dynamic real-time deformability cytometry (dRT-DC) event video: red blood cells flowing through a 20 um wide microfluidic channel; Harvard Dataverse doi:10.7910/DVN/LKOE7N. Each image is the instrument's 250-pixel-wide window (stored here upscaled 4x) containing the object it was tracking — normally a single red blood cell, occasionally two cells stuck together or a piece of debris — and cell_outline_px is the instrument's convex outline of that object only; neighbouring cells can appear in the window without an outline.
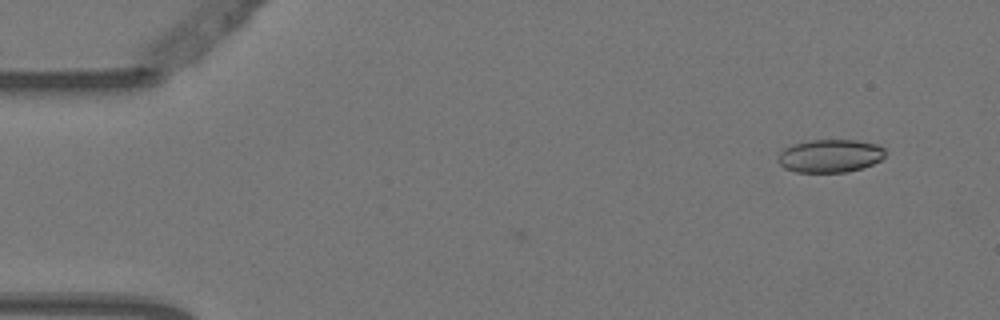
{"species": "Egyptian fruit bat (a non-hibernating species)", "species_latin": "Rousettus aegyptiacus", "temperature_condition": "warm", "stored_images_in_passage": 5, "camera_frame_rate_fps": 3000, "um_per_image_px": 0.085, "animal": {"sex": "female"}, "frame": {"image": 1, "passage_image": 1, "time_ms": 0.0, "image_size_px": [1000, 320], "cell_outline_px": [[884, 156], [880, 160], [872, 164], [848, 172], [796, 172], [784, 168], [776, 160], [776, 156], [784, 148], [792, 144], [808, 140], [856, 140], [876, 144], [884, 148]], "centroid_in_image_um": [70.5, 13.24], "position_along_channel_um": 14.5, "area_um2": 20.75}}
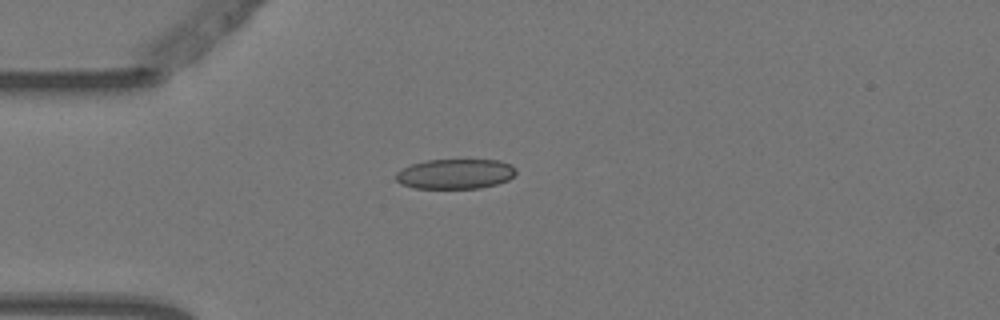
{"frame": {"image": 2, "passage_image": 4, "time_ms": 1.0, "image_size_px": [1000, 320], "cell_outline_px": [[516, 172], [508, 180], [496, 184], [480, 188], [416, 188], [400, 184], [396, 180], [396, 172], [412, 164], [424, 160], [500, 160], [512, 164], [516, 168]], "centroid_in_image_um": [38.71, 14.78], "position_along_channel_um": 46.3, "area_um2": 20.98}}